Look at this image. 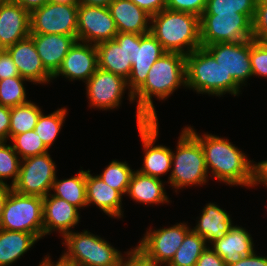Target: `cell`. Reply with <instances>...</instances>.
<instances>
[{"instance_id": "37", "label": "cell", "mask_w": 267, "mask_h": 266, "mask_svg": "<svg viewBox=\"0 0 267 266\" xmlns=\"http://www.w3.org/2000/svg\"><path fill=\"white\" fill-rule=\"evenodd\" d=\"M6 143L0 142V184L9 185L4 179L10 178L12 187L19 177L22 159L14 151L13 146Z\"/></svg>"}, {"instance_id": "8", "label": "cell", "mask_w": 267, "mask_h": 266, "mask_svg": "<svg viewBox=\"0 0 267 266\" xmlns=\"http://www.w3.org/2000/svg\"><path fill=\"white\" fill-rule=\"evenodd\" d=\"M205 48L226 73V93L238 96L240 88L252 77L250 40L214 43Z\"/></svg>"}, {"instance_id": "42", "label": "cell", "mask_w": 267, "mask_h": 266, "mask_svg": "<svg viewBox=\"0 0 267 266\" xmlns=\"http://www.w3.org/2000/svg\"><path fill=\"white\" fill-rule=\"evenodd\" d=\"M20 76L15 63L6 49L0 50V81L6 78Z\"/></svg>"}, {"instance_id": "53", "label": "cell", "mask_w": 267, "mask_h": 266, "mask_svg": "<svg viewBox=\"0 0 267 266\" xmlns=\"http://www.w3.org/2000/svg\"><path fill=\"white\" fill-rule=\"evenodd\" d=\"M49 2L58 4H80L79 0H49Z\"/></svg>"}, {"instance_id": "4", "label": "cell", "mask_w": 267, "mask_h": 266, "mask_svg": "<svg viewBox=\"0 0 267 266\" xmlns=\"http://www.w3.org/2000/svg\"><path fill=\"white\" fill-rule=\"evenodd\" d=\"M182 129L176 152L172 151L173 167L167 181L175 192L187 186L204 185L209 176L200 142L186 128Z\"/></svg>"}, {"instance_id": "24", "label": "cell", "mask_w": 267, "mask_h": 266, "mask_svg": "<svg viewBox=\"0 0 267 266\" xmlns=\"http://www.w3.org/2000/svg\"><path fill=\"white\" fill-rule=\"evenodd\" d=\"M96 47L98 67L127 80L132 69V63L127 58L126 53V33L118 32L113 40L99 43Z\"/></svg>"}, {"instance_id": "43", "label": "cell", "mask_w": 267, "mask_h": 266, "mask_svg": "<svg viewBox=\"0 0 267 266\" xmlns=\"http://www.w3.org/2000/svg\"><path fill=\"white\" fill-rule=\"evenodd\" d=\"M252 160L251 165V182L250 187H255L258 184L267 187V160H263L258 163H254Z\"/></svg>"}, {"instance_id": "51", "label": "cell", "mask_w": 267, "mask_h": 266, "mask_svg": "<svg viewBox=\"0 0 267 266\" xmlns=\"http://www.w3.org/2000/svg\"><path fill=\"white\" fill-rule=\"evenodd\" d=\"M12 187L10 185L0 184V220L4 211L5 202Z\"/></svg>"}, {"instance_id": "48", "label": "cell", "mask_w": 267, "mask_h": 266, "mask_svg": "<svg viewBox=\"0 0 267 266\" xmlns=\"http://www.w3.org/2000/svg\"><path fill=\"white\" fill-rule=\"evenodd\" d=\"M126 53L132 65L135 63L136 33H126Z\"/></svg>"}, {"instance_id": "40", "label": "cell", "mask_w": 267, "mask_h": 266, "mask_svg": "<svg viewBox=\"0 0 267 266\" xmlns=\"http://www.w3.org/2000/svg\"><path fill=\"white\" fill-rule=\"evenodd\" d=\"M207 0H166V9L186 12L201 17Z\"/></svg>"}, {"instance_id": "10", "label": "cell", "mask_w": 267, "mask_h": 266, "mask_svg": "<svg viewBox=\"0 0 267 266\" xmlns=\"http://www.w3.org/2000/svg\"><path fill=\"white\" fill-rule=\"evenodd\" d=\"M56 173V165L49 152L24 158L12 189L20 194L44 198L51 193Z\"/></svg>"}, {"instance_id": "12", "label": "cell", "mask_w": 267, "mask_h": 266, "mask_svg": "<svg viewBox=\"0 0 267 266\" xmlns=\"http://www.w3.org/2000/svg\"><path fill=\"white\" fill-rule=\"evenodd\" d=\"M191 228L185 223L153 229L149 227L137 247L157 266H166ZM165 264V265H164Z\"/></svg>"}, {"instance_id": "19", "label": "cell", "mask_w": 267, "mask_h": 266, "mask_svg": "<svg viewBox=\"0 0 267 266\" xmlns=\"http://www.w3.org/2000/svg\"><path fill=\"white\" fill-rule=\"evenodd\" d=\"M11 55L21 77L33 84H48L52 75L43 66L35 43L29 36L6 49Z\"/></svg>"}, {"instance_id": "6", "label": "cell", "mask_w": 267, "mask_h": 266, "mask_svg": "<svg viewBox=\"0 0 267 266\" xmlns=\"http://www.w3.org/2000/svg\"><path fill=\"white\" fill-rule=\"evenodd\" d=\"M0 228L34 234L39 240L42 239L43 198L20 194L11 189L5 202Z\"/></svg>"}, {"instance_id": "31", "label": "cell", "mask_w": 267, "mask_h": 266, "mask_svg": "<svg viewBox=\"0 0 267 266\" xmlns=\"http://www.w3.org/2000/svg\"><path fill=\"white\" fill-rule=\"evenodd\" d=\"M42 110L31 100L11 108L9 140L18 134L34 130Z\"/></svg>"}, {"instance_id": "1", "label": "cell", "mask_w": 267, "mask_h": 266, "mask_svg": "<svg viewBox=\"0 0 267 266\" xmlns=\"http://www.w3.org/2000/svg\"><path fill=\"white\" fill-rule=\"evenodd\" d=\"M185 68L186 56L175 52H166L153 63L145 83L133 94L134 102H138L137 126L148 120H158L152 97L166 100L180 86L186 87Z\"/></svg>"}, {"instance_id": "38", "label": "cell", "mask_w": 267, "mask_h": 266, "mask_svg": "<svg viewBox=\"0 0 267 266\" xmlns=\"http://www.w3.org/2000/svg\"><path fill=\"white\" fill-rule=\"evenodd\" d=\"M252 76L267 78V42L250 39Z\"/></svg>"}, {"instance_id": "22", "label": "cell", "mask_w": 267, "mask_h": 266, "mask_svg": "<svg viewBox=\"0 0 267 266\" xmlns=\"http://www.w3.org/2000/svg\"><path fill=\"white\" fill-rule=\"evenodd\" d=\"M210 245L227 266L237 263L244 256L251 255L255 251L251 234L237 225Z\"/></svg>"}, {"instance_id": "46", "label": "cell", "mask_w": 267, "mask_h": 266, "mask_svg": "<svg viewBox=\"0 0 267 266\" xmlns=\"http://www.w3.org/2000/svg\"><path fill=\"white\" fill-rule=\"evenodd\" d=\"M138 7L153 16L163 9H166V0H130Z\"/></svg>"}, {"instance_id": "5", "label": "cell", "mask_w": 267, "mask_h": 266, "mask_svg": "<svg viewBox=\"0 0 267 266\" xmlns=\"http://www.w3.org/2000/svg\"><path fill=\"white\" fill-rule=\"evenodd\" d=\"M66 246L63 255L79 266H118L122 253L107 240L88 230L73 232L63 236Z\"/></svg>"}, {"instance_id": "34", "label": "cell", "mask_w": 267, "mask_h": 266, "mask_svg": "<svg viewBox=\"0 0 267 266\" xmlns=\"http://www.w3.org/2000/svg\"><path fill=\"white\" fill-rule=\"evenodd\" d=\"M258 0H207L202 14H246L252 21Z\"/></svg>"}, {"instance_id": "50", "label": "cell", "mask_w": 267, "mask_h": 266, "mask_svg": "<svg viewBox=\"0 0 267 266\" xmlns=\"http://www.w3.org/2000/svg\"><path fill=\"white\" fill-rule=\"evenodd\" d=\"M16 3L20 4L25 10L31 13L33 10L42 7L49 0H14Z\"/></svg>"}, {"instance_id": "47", "label": "cell", "mask_w": 267, "mask_h": 266, "mask_svg": "<svg viewBox=\"0 0 267 266\" xmlns=\"http://www.w3.org/2000/svg\"><path fill=\"white\" fill-rule=\"evenodd\" d=\"M256 251L251 255L244 256L237 263L228 266H267V256H257Z\"/></svg>"}, {"instance_id": "27", "label": "cell", "mask_w": 267, "mask_h": 266, "mask_svg": "<svg viewBox=\"0 0 267 266\" xmlns=\"http://www.w3.org/2000/svg\"><path fill=\"white\" fill-rule=\"evenodd\" d=\"M163 180L141 174L138 171L133 172L127 195L138 203L147 204H165L169 203L166 195Z\"/></svg>"}, {"instance_id": "32", "label": "cell", "mask_w": 267, "mask_h": 266, "mask_svg": "<svg viewBox=\"0 0 267 266\" xmlns=\"http://www.w3.org/2000/svg\"><path fill=\"white\" fill-rule=\"evenodd\" d=\"M67 113L66 108H59L48 115L41 112L34 131L48 149L53 145L61 131Z\"/></svg>"}, {"instance_id": "41", "label": "cell", "mask_w": 267, "mask_h": 266, "mask_svg": "<svg viewBox=\"0 0 267 266\" xmlns=\"http://www.w3.org/2000/svg\"><path fill=\"white\" fill-rule=\"evenodd\" d=\"M118 266H157L137 246L130 251L124 252Z\"/></svg>"}, {"instance_id": "20", "label": "cell", "mask_w": 267, "mask_h": 266, "mask_svg": "<svg viewBox=\"0 0 267 266\" xmlns=\"http://www.w3.org/2000/svg\"><path fill=\"white\" fill-rule=\"evenodd\" d=\"M80 221L78 208L50 193L43 198L44 236L58 231L62 237Z\"/></svg>"}, {"instance_id": "26", "label": "cell", "mask_w": 267, "mask_h": 266, "mask_svg": "<svg viewBox=\"0 0 267 266\" xmlns=\"http://www.w3.org/2000/svg\"><path fill=\"white\" fill-rule=\"evenodd\" d=\"M233 226L232 219L226 210L215 203H208L202 209V214L197 220L196 226L191 229L200 235L206 243L212 244Z\"/></svg>"}, {"instance_id": "7", "label": "cell", "mask_w": 267, "mask_h": 266, "mask_svg": "<svg viewBox=\"0 0 267 266\" xmlns=\"http://www.w3.org/2000/svg\"><path fill=\"white\" fill-rule=\"evenodd\" d=\"M185 73L186 88L209 96L226 94V73L205 47L186 55Z\"/></svg>"}, {"instance_id": "36", "label": "cell", "mask_w": 267, "mask_h": 266, "mask_svg": "<svg viewBox=\"0 0 267 266\" xmlns=\"http://www.w3.org/2000/svg\"><path fill=\"white\" fill-rule=\"evenodd\" d=\"M10 141L13 143L14 151L21 159L45 154L49 150L34 130L15 135Z\"/></svg>"}, {"instance_id": "17", "label": "cell", "mask_w": 267, "mask_h": 266, "mask_svg": "<svg viewBox=\"0 0 267 266\" xmlns=\"http://www.w3.org/2000/svg\"><path fill=\"white\" fill-rule=\"evenodd\" d=\"M97 68L98 51L96 45L77 40L66 54L52 79L64 76L70 81L82 80L86 83Z\"/></svg>"}, {"instance_id": "18", "label": "cell", "mask_w": 267, "mask_h": 266, "mask_svg": "<svg viewBox=\"0 0 267 266\" xmlns=\"http://www.w3.org/2000/svg\"><path fill=\"white\" fill-rule=\"evenodd\" d=\"M30 36V13L14 0L0 2V49Z\"/></svg>"}, {"instance_id": "49", "label": "cell", "mask_w": 267, "mask_h": 266, "mask_svg": "<svg viewBox=\"0 0 267 266\" xmlns=\"http://www.w3.org/2000/svg\"><path fill=\"white\" fill-rule=\"evenodd\" d=\"M38 266H79V265L75 263L73 260L66 258L64 255H61L59 260L56 263H54V261L52 262L50 256L47 254L46 257H44V259L41 262H39Z\"/></svg>"}, {"instance_id": "33", "label": "cell", "mask_w": 267, "mask_h": 266, "mask_svg": "<svg viewBox=\"0 0 267 266\" xmlns=\"http://www.w3.org/2000/svg\"><path fill=\"white\" fill-rule=\"evenodd\" d=\"M133 170L126 161L112 160L104 171L97 176L108 186L125 195L128 191Z\"/></svg>"}, {"instance_id": "14", "label": "cell", "mask_w": 267, "mask_h": 266, "mask_svg": "<svg viewBox=\"0 0 267 266\" xmlns=\"http://www.w3.org/2000/svg\"><path fill=\"white\" fill-rule=\"evenodd\" d=\"M137 128L144 148L143 165L137 171L161 179L160 176L171 170L172 149L165 145H154L159 135L158 120H148Z\"/></svg>"}, {"instance_id": "21", "label": "cell", "mask_w": 267, "mask_h": 266, "mask_svg": "<svg viewBox=\"0 0 267 266\" xmlns=\"http://www.w3.org/2000/svg\"><path fill=\"white\" fill-rule=\"evenodd\" d=\"M45 69L53 76L77 39L69 35L30 34Z\"/></svg>"}, {"instance_id": "13", "label": "cell", "mask_w": 267, "mask_h": 266, "mask_svg": "<svg viewBox=\"0 0 267 266\" xmlns=\"http://www.w3.org/2000/svg\"><path fill=\"white\" fill-rule=\"evenodd\" d=\"M118 34L108 7L79 4L77 17V40L97 45L113 40Z\"/></svg>"}, {"instance_id": "2", "label": "cell", "mask_w": 267, "mask_h": 266, "mask_svg": "<svg viewBox=\"0 0 267 266\" xmlns=\"http://www.w3.org/2000/svg\"><path fill=\"white\" fill-rule=\"evenodd\" d=\"M201 144L208 173L230 186L249 187L252 161L227 138L204 133L200 135L190 126L185 127ZM210 170V171H209Z\"/></svg>"}, {"instance_id": "28", "label": "cell", "mask_w": 267, "mask_h": 266, "mask_svg": "<svg viewBox=\"0 0 267 266\" xmlns=\"http://www.w3.org/2000/svg\"><path fill=\"white\" fill-rule=\"evenodd\" d=\"M39 239L30 233L0 228V266H9L30 250Z\"/></svg>"}, {"instance_id": "3", "label": "cell", "mask_w": 267, "mask_h": 266, "mask_svg": "<svg viewBox=\"0 0 267 266\" xmlns=\"http://www.w3.org/2000/svg\"><path fill=\"white\" fill-rule=\"evenodd\" d=\"M150 25L151 34L166 52L186 56L201 47L200 17L194 14L163 9L151 16Z\"/></svg>"}, {"instance_id": "15", "label": "cell", "mask_w": 267, "mask_h": 266, "mask_svg": "<svg viewBox=\"0 0 267 266\" xmlns=\"http://www.w3.org/2000/svg\"><path fill=\"white\" fill-rule=\"evenodd\" d=\"M89 106L104 110H113L122 102L127 80L99 67L85 83Z\"/></svg>"}, {"instance_id": "45", "label": "cell", "mask_w": 267, "mask_h": 266, "mask_svg": "<svg viewBox=\"0 0 267 266\" xmlns=\"http://www.w3.org/2000/svg\"><path fill=\"white\" fill-rule=\"evenodd\" d=\"M11 123V108L0 105V142L9 140V128Z\"/></svg>"}, {"instance_id": "30", "label": "cell", "mask_w": 267, "mask_h": 266, "mask_svg": "<svg viewBox=\"0 0 267 266\" xmlns=\"http://www.w3.org/2000/svg\"><path fill=\"white\" fill-rule=\"evenodd\" d=\"M209 245L192 229L186 234L174 257L166 266H195Z\"/></svg>"}, {"instance_id": "52", "label": "cell", "mask_w": 267, "mask_h": 266, "mask_svg": "<svg viewBox=\"0 0 267 266\" xmlns=\"http://www.w3.org/2000/svg\"><path fill=\"white\" fill-rule=\"evenodd\" d=\"M81 4H86V5H96V6H105L108 7V5L113 1V0H79Z\"/></svg>"}, {"instance_id": "29", "label": "cell", "mask_w": 267, "mask_h": 266, "mask_svg": "<svg viewBox=\"0 0 267 266\" xmlns=\"http://www.w3.org/2000/svg\"><path fill=\"white\" fill-rule=\"evenodd\" d=\"M53 196L66 200L78 209L87 207L86 195V171L79 172L68 179L58 180L57 177L52 184Z\"/></svg>"}, {"instance_id": "9", "label": "cell", "mask_w": 267, "mask_h": 266, "mask_svg": "<svg viewBox=\"0 0 267 266\" xmlns=\"http://www.w3.org/2000/svg\"><path fill=\"white\" fill-rule=\"evenodd\" d=\"M250 39H253V21L246 14H202L200 17L201 47Z\"/></svg>"}, {"instance_id": "44", "label": "cell", "mask_w": 267, "mask_h": 266, "mask_svg": "<svg viewBox=\"0 0 267 266\" xmlns=\"http://www.w3.org/2000/svg\"><path fill=\"white\" fill-rule=\"evenodd\" d=\"M195 266H227L223 259L210 247L201 253Z\"/></svg>"}, {"instance_id": "23", "label": "cell", "mask_w": 267, "mask_h": 266, "mask_svg": "<svg viewBox=\"0 0 267 266\" xmlns=\"http://www.w3.org/2000/svg\"><path fill=\"white\" fill-rule=\"evenodd\" d=\"M118 32L147 34L151 29V15L130 0H113L108 5Z\"/></svg>"}, {"instance_id": "39", "label": "cell", "mask_w": 267, "mask_h": 266, "mask_svg": "<svg viewBox=\"0 0 267 266\" xmlns=\"http://www.w3.org/2000/svg\"><path fill=\"white\" fill-rule=\"evenodd\" d=\"M253 39L267 42V4L258 0L253 19Z\"/></svg>"}, {"instance_id": "11", "label": "cell", "mask_w": 267, "mask_h": 266, "mask_svg": "<svg viewBox=\"0 0 267 266\" xmlns=\"http://www.w3.org/2000/svg\"><path fill=\"white\" fill-rule=\"evenodd\" d=\"M79 4L47 2L30 13V34L69 35L77 39Z\"/></svg>"}, {"instance_id": "25", "label": "cell", "mask_w": 267, "mask_h": 266, "mask_svg": "<svg viewBox=\"0 0 267 266\" xmlns=\"http://www.w3.org/2000/svg\"><path fill=\"white\" fill-rule=\"evenodd\" d=\"M86 195L87 207L93 204L109 217L122 218L123 195L104 183L97 175L93 176L89 169L86 170Z\"/></svg>"}, {"instance_id": "16", "label": "cell", "mask_w": 267, "mask_h": 266, "mask_svg": "<svg viewBox=\"0 0 267 266\" xmlns=\"http://www.w3.org/2000/svg\"><path fill=\"white\" fill-rule=\"evenodd\" d=\"M166 51L160 42L151 34L136 33L135 63L127 79L128 97L130 103L134 101L133 94L145 83L147 75L153 63Z\"/></svg>"}, {"instance_id": "35", "label": "cell", "mask_w": 267, "mask_h": 266, "mask_svg": "<svg viewBox=\"0 0 267 266\" xmlns=\"http://www.w3.org/2000/svg\"><path fill=\"white\" fill-rule=\"evenodd\" d=\"M25 81L30 82L21 76L1 80L0 105L12 108L29 102L26 98Z\"/></svg>"}]
</instances>
